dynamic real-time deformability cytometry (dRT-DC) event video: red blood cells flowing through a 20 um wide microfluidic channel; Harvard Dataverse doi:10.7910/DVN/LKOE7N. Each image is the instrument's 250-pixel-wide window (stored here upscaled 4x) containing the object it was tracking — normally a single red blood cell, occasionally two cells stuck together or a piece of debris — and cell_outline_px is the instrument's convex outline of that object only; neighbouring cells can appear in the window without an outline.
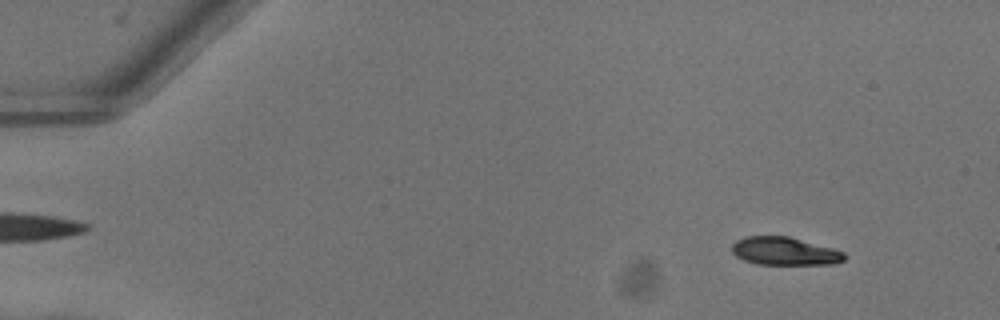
{"species": "common noctule bat (a hibernating species)", "species_latin": "Nyctalus noctula", "temperature_condition": "warm", "stored_images_in_passage": 51, "camera_frame_rate_fps": 3000, "um_per_image_px": 0.085, "animal": {"sex": "female"}, "frame": {"image": 1, "passage_image": 5, "time_ms": 1.333, "image_size_px": [1000, 320], "cell_outline_px": [[844, 260], [832, 264], [756, 264], [744, 260], [736, 256], [732, 252], [732, 244], [736, 240], [744, 236], [788, 236], [832, 248], [844, 252]], "centroid_in_image_um": [66.65, 21.34], "position_along_channel_um": 18.4, "area_um2": 18.26}}
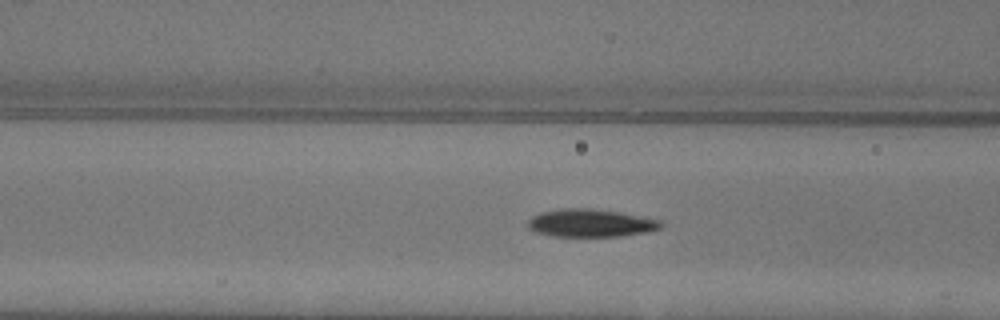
{"frame": {"image": 2, "passage_image": 21, "time_ms": 6.667, "image_size_px": [1000, 320], "cell_outline_px": [[664, 224], [660, 228], [644, 232], [616, 236], [552, 236], [536, 232], [528, 228], [528, 220], [532, 216], [540, 212], [568, 208], [592, 208], [616, 212], [660, 220]], "centroid_in_image_um": [50.15, 18.96], "position_along_channel_um": 116.5, "area_um2": 21.21}}
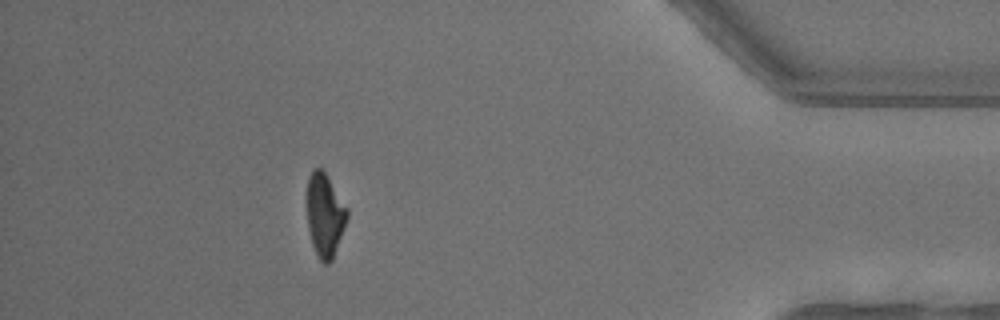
{"frame": {"image": 3, "passage_image": 46, "time_ms": 15.0, "image_size_px": [1000, 320], "cell_outline_px": [[348, 216], [332, 260], [328, 264], [324, 264], [320, 260], [312, 244], [308, 228], [308, 176], [316, 168], [320, 168], [324, 172], [348, 208]], "centroid_in_image_um": [27.62, 18.31], "position_along_channel_um": 407.6, "area_um2": 19.02}, "authors_computed_cell_mechanics": {"area_um2": 20.808, "velocity_mm_per_s": 4.0615, "shape_relaxation_time_tau1_ms": 4.0887, "shape_relaxation_time_tau2_ms": 2.4929, "deformation_change_tau1": 0.1705, "deformation_change_tau2": 0.079}}